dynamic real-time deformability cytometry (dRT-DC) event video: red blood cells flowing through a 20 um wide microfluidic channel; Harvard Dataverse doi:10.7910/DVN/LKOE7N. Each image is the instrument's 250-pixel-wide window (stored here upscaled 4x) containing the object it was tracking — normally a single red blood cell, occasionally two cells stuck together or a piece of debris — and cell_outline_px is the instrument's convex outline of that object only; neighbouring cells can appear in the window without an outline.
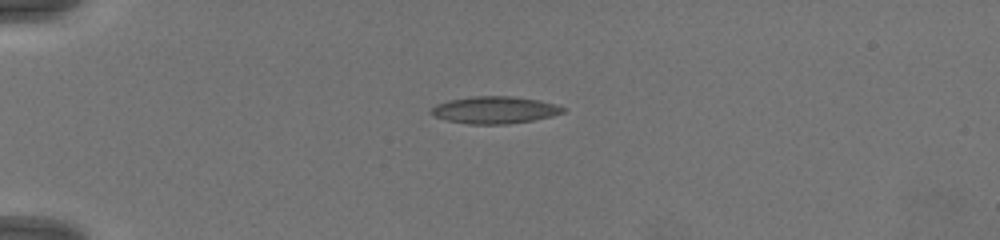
{"species": "common noctule bat (a hibernating species)", "species_latin": "Nyctalus noctula", "temperature_condition": "warm", "stored_images_in_passage": 51, "camera_frame_rate_fps": 3000, "um_per_image_px": 0.085, "animal": {"sex": "female", "body_mass_g": 19.5, "forearm_length_mm": 54.1}, "frame": {"image": 1, "passage_image": 1, "time_ms": 0.0, "image_size_px": [1000, 240], "cell_outline_px": [[564, 112], [552, 116], [532, 120], [504, 124], [468, 124], [444, 120], [432, 116], [428, 112], [436, 104], [448, 100], [472, 96], [508, 96], [536, 100], [556, 104], [564, 108]], "centroid_in_image_um": [41.97, 9.35], "position_along_channel_um": 43.0, "area_um2": 20.81}}
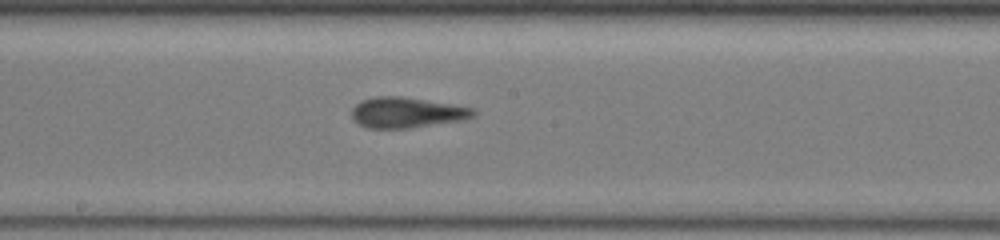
{"frame": {"image": 2, "passage_image": 22, "time_ms": 7.0, "image_size_px": [1000, 240], "cell_outline_px": [[476, 116], [464, 120], [408, 128], [368, 128], [360, 124], [352, 116], [352, 108], [360, 100], [376, 96], [400, 96], [472, 108], [476, 112]], "centroid_in_image_um": [34.56, 9.57], "position_along_channel_um": 213.6, "area_um2": 21.39}}
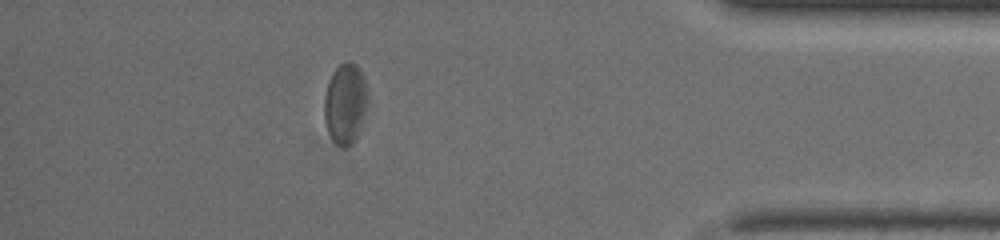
{"frame": {"image": 3, "passage_image": 44, "time_ms": 14.333, "image_size_px": [1000, 240], "cell_outline_px": [[368, 100], [360, 132], [356, 140], [352, 144], [344, 148], [336, 144], [332, 140], [328, 132], [324, 120], [324, 96], [332, 72], [344, 60], [348, 60], [356, 64], [360, 68], [364, 76], [368, 96]], "centroid_in_image_um": [29.36, 8.8], "position_along_channel_um": 405.8, "area_um2": 20.92}}